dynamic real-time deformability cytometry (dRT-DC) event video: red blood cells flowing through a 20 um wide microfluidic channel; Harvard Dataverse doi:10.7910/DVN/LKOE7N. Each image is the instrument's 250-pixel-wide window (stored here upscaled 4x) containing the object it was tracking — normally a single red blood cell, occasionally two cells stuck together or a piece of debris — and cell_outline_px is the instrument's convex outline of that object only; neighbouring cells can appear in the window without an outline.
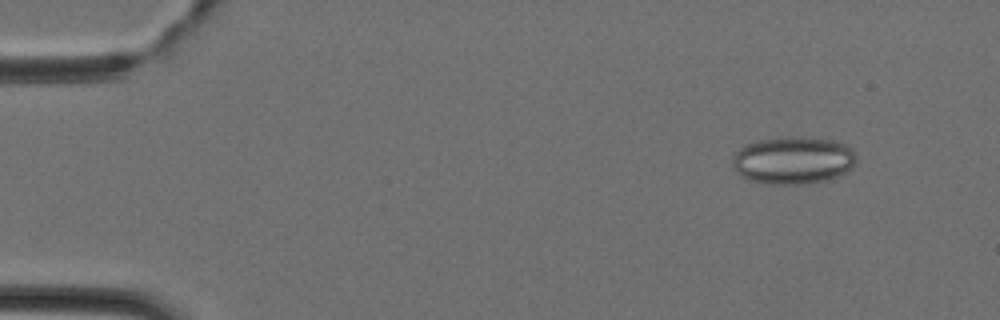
{"species": "Egyptian fruit bat (a non-hibernating species)", "species_latin": "Rousettus aegyptiacus", "temperature_condition": "cold", "stored_images_in_passage": 14, "camera_frame_rate_fps": 3000, "um_per_image_px": 0.085, "animal": {"sex": "female"}, "frame": {"image": 1, "passage_image": 5, "time_ms": 1.333, "image_size_px": [1000, 320], "cell_outline_px": [[856, 160], [844, 172], [828, 180], [804, 184], [772, 184], [748, 180], [740, 176], [736, 172], [732, 164], [732, 156], [744, 144], [760, 140], [796, 136], [800, 136], [832, 140], [848, 144], [852, 148], [856, 156]], "centroid_in_image_um": [67.39, 13.62], "position_along_channel_um": 17.6, "area_um2": 34.39}}